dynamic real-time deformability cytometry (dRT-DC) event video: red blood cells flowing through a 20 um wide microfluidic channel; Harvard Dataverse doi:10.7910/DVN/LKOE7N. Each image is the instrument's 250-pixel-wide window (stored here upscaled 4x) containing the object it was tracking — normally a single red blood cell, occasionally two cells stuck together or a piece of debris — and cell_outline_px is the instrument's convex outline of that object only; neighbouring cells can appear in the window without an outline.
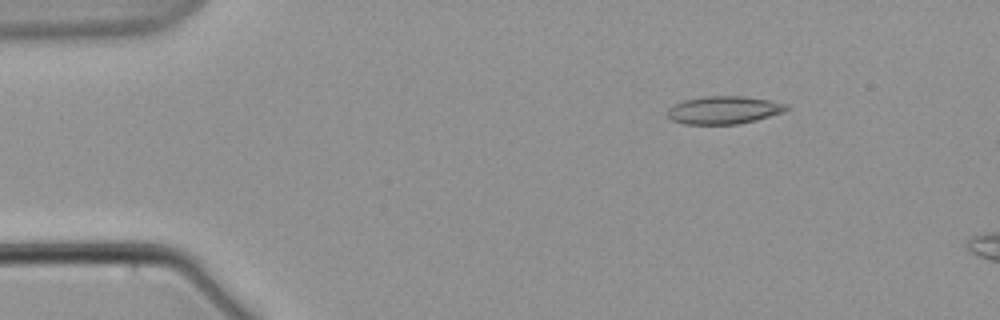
{"species": "common noctule bat (a hibernating species)", "species_latin": "Nyctalus noctula", "temperature_condition": "warm", "stored_images_in_passage": 5, "camera_frame_rate_fps": 3000, "um_per_image_px": 0.085, "animal": {"sex": "male", "body_mass_g": 21.5, "forearm_length_mm": 52.0}, "frame": {"image": 1, "passage_image": 3, "time_ms": 2.667, "image_size_px": [1000, 320], "cell_outline_px": [[792, 104], [784, 112], [756, 120], [740, 124], [684, 124], [672, 120], [668, 116], [668, 108], [684, 100], [704, 96], [744, 96]], "centroid_in_image_um": [61.57, 9.35], "position_along_channel_um": 23.4, "area_um2": 19.36}}